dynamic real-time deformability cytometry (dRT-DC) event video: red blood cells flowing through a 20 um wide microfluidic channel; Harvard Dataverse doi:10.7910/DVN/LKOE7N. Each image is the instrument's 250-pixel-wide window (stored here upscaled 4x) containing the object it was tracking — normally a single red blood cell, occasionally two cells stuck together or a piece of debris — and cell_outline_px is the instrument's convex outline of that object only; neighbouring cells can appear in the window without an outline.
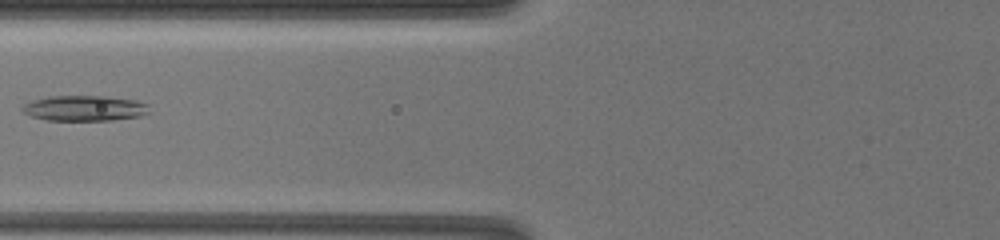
{"species": "common noctule bat (a hibernating species)", "species_latin": "Nyctalus noctula", "temperature_condition": "warm", "stored_images_in_passage": 18, "camera_frame_rate_fps": 3000, "um_per_image_px": 0.085, "animal": {"sex": "female", "body_mass_g": 19.5, "forearm_length_mm": 54.1}, "frame": {"image": 1, "passage_image": 3, "time_ms": 1.667, "image_size_px": [1000, 240], "cell_outline_px": [[148, 112], [140, 116], [112, 120], [48, 120], [32, 116], [24, 112], [20, 108], [24, 104], [32, 100], [48, 96], [104, 96], [136, 100], [148, 104]], "centroid_in_image_um": [7.17, 9.19], "position_along_channel_um": 118.6, "area_um2": 18.73}}
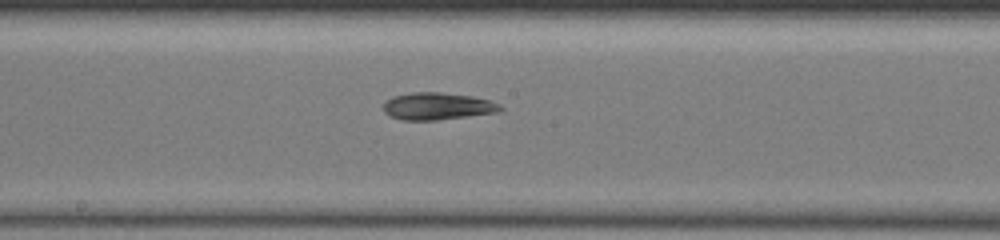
{"frame": {"image": 2, "passage_image": 7, "time_ms": 4.333, "image_size_px": [1000, 240], "cell_outline_px": [[504, 108], [496, 112], [468, 116], [436, 120], [404, 120], [388, 116], [384, 112], [384, 104], [392, 96], [408, 92], [440, 92], [472, 96], [488, 100], [500, 104]], "centroid_in_image_um": [37.15, 9.02], "position_along_channel_um": 211.1, "area_um2": 18.5}}
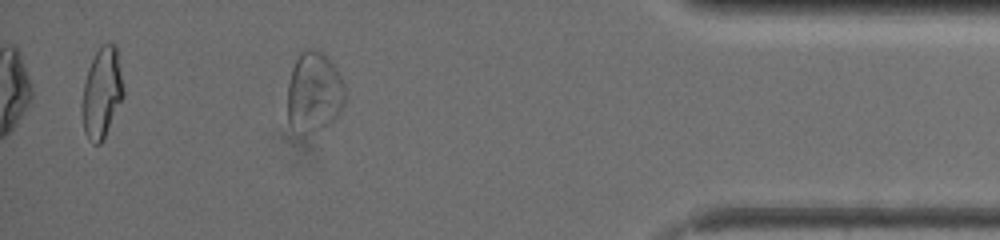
{"frame": {"image": 3, "passage_image": 16, "time_ms": 11.0, "image_size_px": [1000, 240], "cell_outline_px": [[344, 104], [332, 120], [328, 124], [312, 132], [304, 132], [292, 124], [288, 120], [288, 84], [292, 68], [300, 52], [304, 48], [316, 48], [324, 52], [328, 56], [336, 68], [344, 84]], "centroid_in_image_um": [26.7, 7.73], "position_along_channel_um": 408.5, "area_um2": 26.59}, "authors_computed_cell_mechanics": {"area_um2": 19.3341, "velocity_mm_per_s": 3.464, "shape_relaxation_time_tau1_ms": null, "shape_relaxation_time_tau2_ms": 5.0708, "deformation_change_tau1": null, "deformation_change_tau2": 0.1477}}